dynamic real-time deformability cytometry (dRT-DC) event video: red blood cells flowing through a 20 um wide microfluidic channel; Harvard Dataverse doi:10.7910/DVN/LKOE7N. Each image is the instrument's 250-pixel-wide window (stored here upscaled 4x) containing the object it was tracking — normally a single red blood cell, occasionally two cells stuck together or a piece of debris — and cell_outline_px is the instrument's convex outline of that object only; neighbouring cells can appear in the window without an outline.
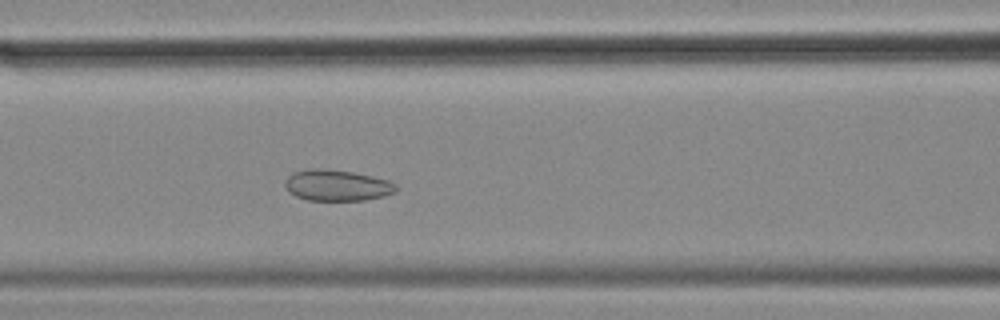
{"species": "common noctule bat (a hibernating species)", "species_latin": "Nyctalus noctula", "temperature_condition": "cold", "stored_images_in_passage": 56, "camera_frame_rate_fps": 3000, "um_per_image_px": 0.085, "animal": {"sex": "female", "body_mass_g": 18.4}, "frame": {"image": 1, "passage_image": 23, "time_ms": 7.333, "image_size_px": [1000, 320], "cell_outline_px": [[396, 192], [384, 196], [364, 200], [308, 200], [296, 196], [288, 192], [284, 184], [284, 180], [292, 172], [308, 168], [320, 168], [352, 172], [372, 176], [388, 180], [396, 184]], "centroid_in_image_um": [28.61, 15.75], "position_along_channel_um": 138.0, "area_um2": 20.23}}
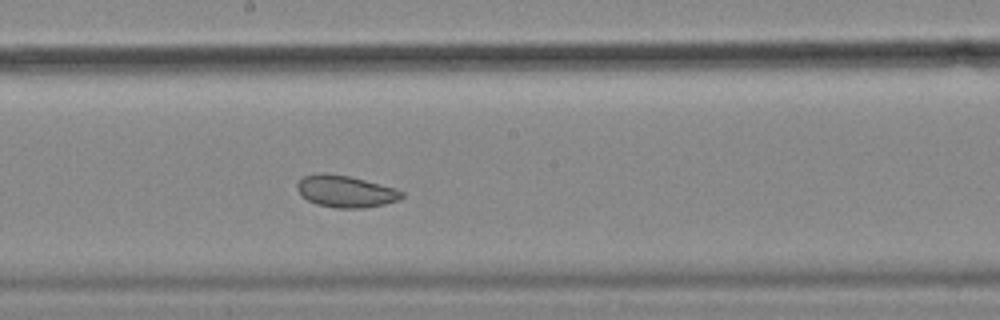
{"frame": {"image": 2, "passage_image": 30, "time_ms": 9.667, "image_size_px": [1000, 320], "cell_outline_px": [[404, 196], [400, 200], [384, 204], [364, 208], [332, 208], [316, 204], [300, 196], [296, 188], [296, 184], [304, 176], [316, 172], [324, 172], [348, 176], [396, 188], [404, 192]], "centroid_in_image_um": [29.35, 16.27], "position_along_channel_um": 218.9, "area_um2": 19.71}}
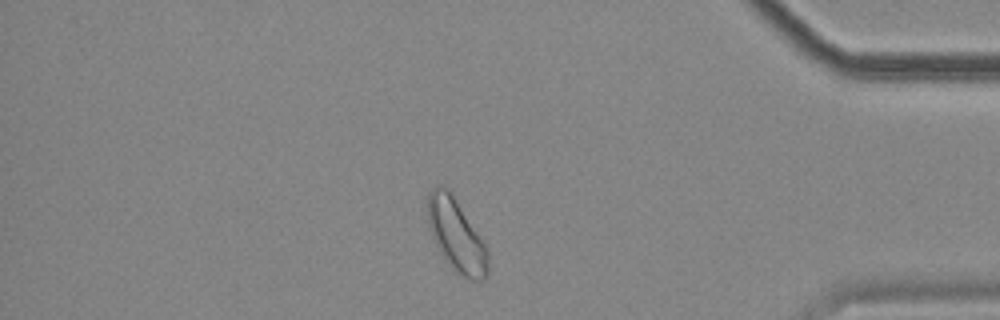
{"frame": {"image": 3, "passage_image": 48, "time_ms": 15.667, "image_size_px": [1000, 320], "cell_outline_px": [[488, 276], [484, 280], [468, 280], [460, 276], [448, 264], [436, 244], [428, 228], [428, 192], [436, 184], [440, 184], [452, 196], [488, 248]], "centroid_in_image_um": [38.79, 20.07], "position_along_channel_um": 396.4, "area_um2": 25.14}, "authors_computed_cell_mechanics": {"area_um2": 24.6806, "velocity_mm_per_s": 3.4824, "shape_relaxation_time_tau1_ms": null, "shape_relaxation_time_tau2_ms": 2.4486, "deformation_change_tau1": null, "deformation_change_tau2": 0.0583}}